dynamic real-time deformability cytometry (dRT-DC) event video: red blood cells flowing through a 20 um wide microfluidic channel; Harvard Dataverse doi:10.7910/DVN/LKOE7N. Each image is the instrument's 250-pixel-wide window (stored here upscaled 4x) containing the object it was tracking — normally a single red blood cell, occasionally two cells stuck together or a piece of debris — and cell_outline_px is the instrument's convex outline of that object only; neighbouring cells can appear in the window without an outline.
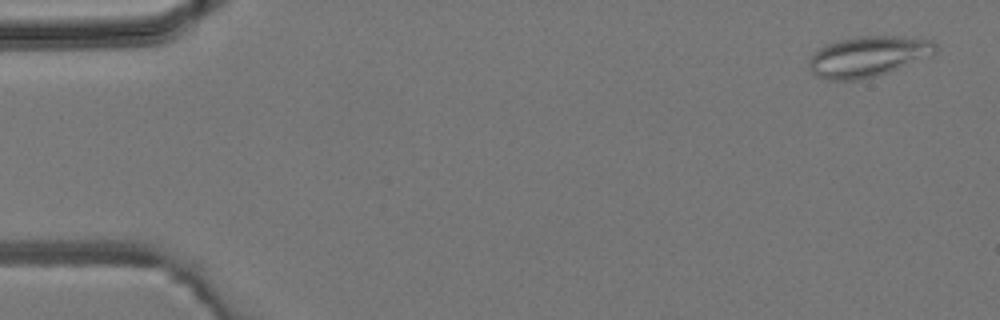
{"species": "common noctule bat (a hibernating species)", "species_latin": "Nyctalus noctula", "temperature_condition": "room temperature", "stored_images_in_passage": 5, "camera_frame_rate_fps": 3000, "um_per_image_px": 0.085, "animal": {"sex": "male", "body_mass_g": 19.2, "forearm_length_mm": 51.8}, "frame": {"image": 1, "passage_image": 1, "time_ms": 0.0, "image_size_px": [1000, 320], "cell_outline_px": [[936, 52], [932, 56], [888, 72], [856, 80], [828, 80], [816, 76], [808, 68], [808, 60], [820, 48], [828, 44], [840, 40], [860, 36], [904, 36], [932, 40], [936, 44]], "centroid_in_image_um": [73.8, 4.8], "position_along_channel_um": 11.2, "area_um2": 29.77}}